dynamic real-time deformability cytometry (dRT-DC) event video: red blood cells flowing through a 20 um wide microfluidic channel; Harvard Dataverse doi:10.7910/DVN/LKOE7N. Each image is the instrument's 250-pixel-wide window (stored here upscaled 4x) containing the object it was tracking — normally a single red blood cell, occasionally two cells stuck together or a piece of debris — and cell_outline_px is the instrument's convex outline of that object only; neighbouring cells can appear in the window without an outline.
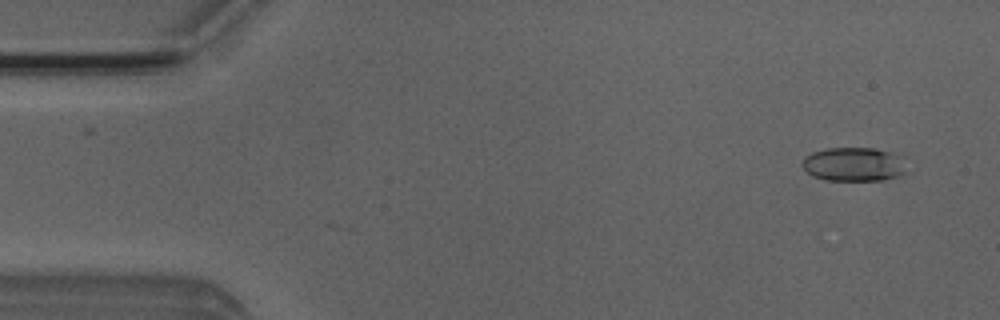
{"species": "Egyptian fruit bat (a non-hibernating species)", "species_latin": "Rousettus aegyptiacus", "temperature_condition": "room temperature", "stored_images_in_passage": 51, "camera_frame_rate_fps": 3000, "um_per_image_px": 0.085, "animal": {"sex": "male"}, "frame": {"image": 1, "passage_image": 3, "time_ms": 0.667, "image_size_px": [1000, 320], "cell_outline_px": [[904, 172], [896, 176], [884, 180], [828, 180], [812, 176], [800, 164], [804, 156], [812, 152], [828, 148], [872, 148], [888, 152], [896, 156]], "centroid_in_image_um": [72.42, 13.97], "position_along_channel_um": 12.6, "area_um2": 20.0}}
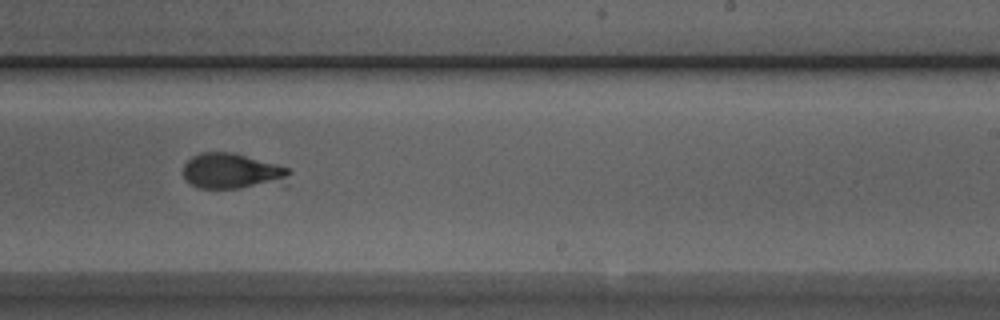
{"frame": {"image": 2, "passage_image": 31, "time_ms": 10.0, "image_size_px": [1000, 320], "cell_outline_px": [[292, 172], [288, 184], [240, 188], [200, 188], [188, 184], [184, 180], [184, 164], [192, 156], [200, 152], [232, 152], [288, 168]], "centroid_in_image_um": [19.77, 14.58], "position_along_channel_um": 269.2, "area_um2": 22.43}}
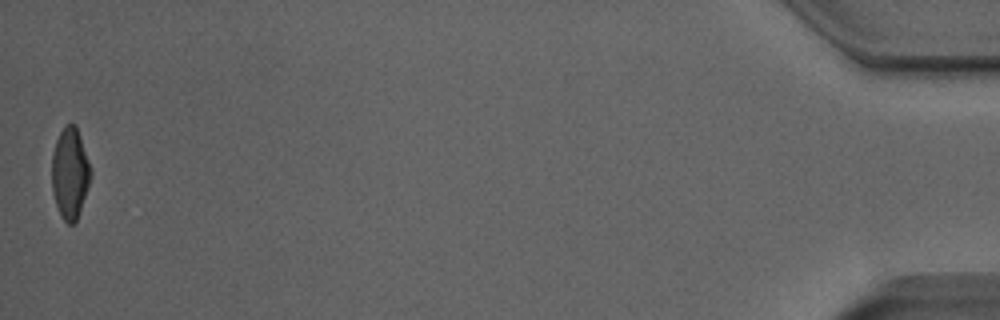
{"frame": {"image": 3, "passage_image": 51, "time_ms": 16.667, "image_size_px": [1000, 320], "cell_outline_px": [[92, 172], [76, 220], [72, 224], [68, 224], [60, 216], [52, 192], [52, 152], [56, 140], [64, 124], [76, 124], [92, 168]], "centroid_in_image_um": [5.94, 14.67], "position_along_channel_um": 429.3, "area_um2": 20.58}, "authors_computed_cell_mechanics": {"area_um2": 21.5594, "velocity_mm_per_s": 3.9445, "shape_relaxation_time_tau1_ms": 2.3508, "shape_relaxation_time_tau2_ms": null, "deformation_change_tau1": 0.156, "deformation_change_tau2": null}}